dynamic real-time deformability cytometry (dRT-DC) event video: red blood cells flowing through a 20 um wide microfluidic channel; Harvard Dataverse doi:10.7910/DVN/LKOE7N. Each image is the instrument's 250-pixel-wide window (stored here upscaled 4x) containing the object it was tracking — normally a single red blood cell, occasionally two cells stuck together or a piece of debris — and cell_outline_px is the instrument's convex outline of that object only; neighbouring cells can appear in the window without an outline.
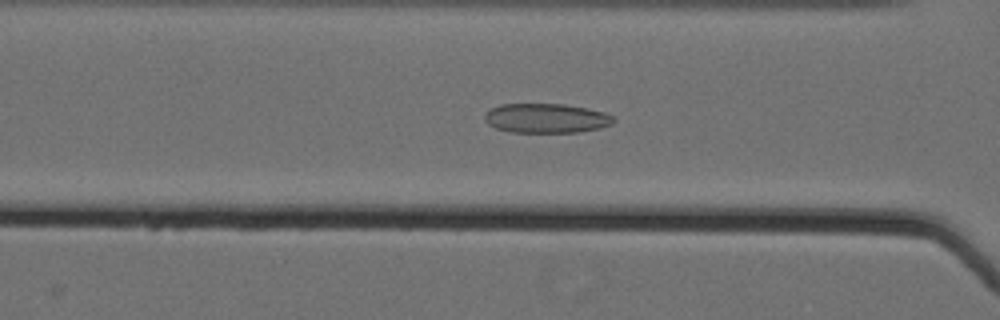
{"species": "Egyptian fruit bat (a non-hibernating species)", "species_latin": "Rousettus aegyptiacus", "temperature_condition": "cold", "stored_images_in_passage": 52, "camera_frame_rate_fps": 3000, "um_per_image_px": 0.085, "animal": {"sex": "female"}, "frame": {"image": 1, "passage_image": 20, "time_ms": 6.333, "image_size_px": [1000, 320], "cell_outline_px": [[616, 120], [612, 124], [600, 128], [580, 132], [508, 132], [496, 128], [488, 124], [484, 120], [484, 112], [500, 104], [564, 104], [604, 112], [612, 116]], "centroid_in_image_um": [46.4, 10.05], "position_along_channel_um": 120.2, "area_um2": 22.2}}
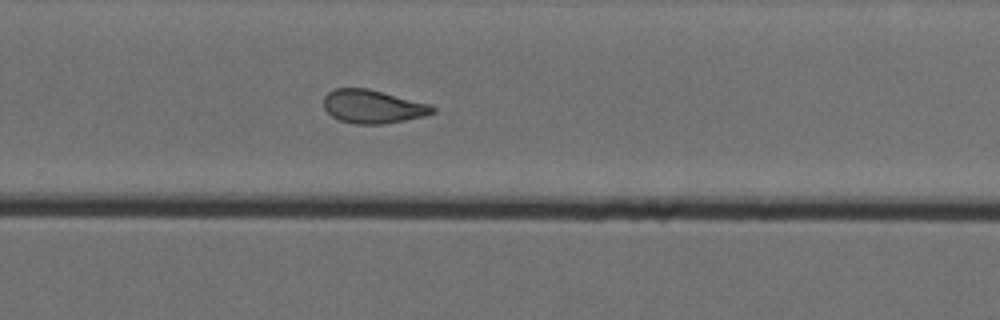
{"frame": {"image": 2, "passage_image": 35, "time_ms": 11.333, "image_size_px": [1000, 320], "cell_outline_px": [[436, 112], [424, 116], [384, 124], [356, 124], [340, 120], [332, 116], [324, 108], [324, 96], [328, 92], [336, 88], [368, 88], [432, 104], [436, 108]], "centroid_in_image_um": [31.72, 9.05], "position_along_channel_um": 298.1, "area_um2": 21.33}}
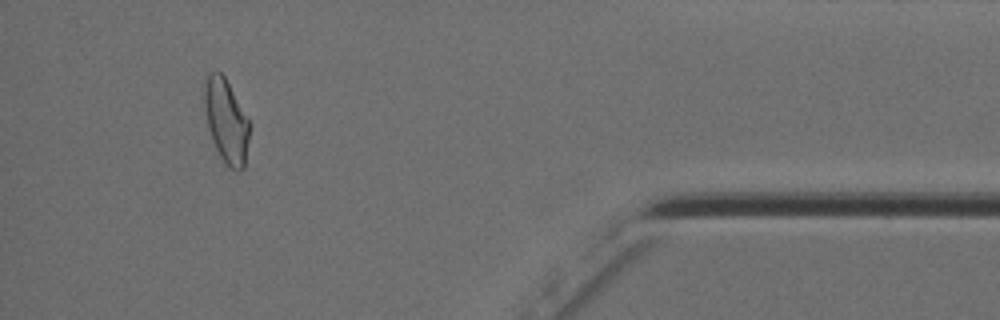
{"frame": {"image": 3, "passage_image": 48, "time_ms": 15.667, "image_size_px": [1000, 320], "cell_outline_px": [[252, 124], [244, 168], [240, 172], [236, 172], [228, 168], [224, 164], [212, 140], [208, 128], [204, 104], [204, 84], [208, 72], [216, 68], [224, 76]], "centroid_in_image_um": [19.25, 10.31], "position_along_channel_um": 416.0, "area_um2": 22.66}}